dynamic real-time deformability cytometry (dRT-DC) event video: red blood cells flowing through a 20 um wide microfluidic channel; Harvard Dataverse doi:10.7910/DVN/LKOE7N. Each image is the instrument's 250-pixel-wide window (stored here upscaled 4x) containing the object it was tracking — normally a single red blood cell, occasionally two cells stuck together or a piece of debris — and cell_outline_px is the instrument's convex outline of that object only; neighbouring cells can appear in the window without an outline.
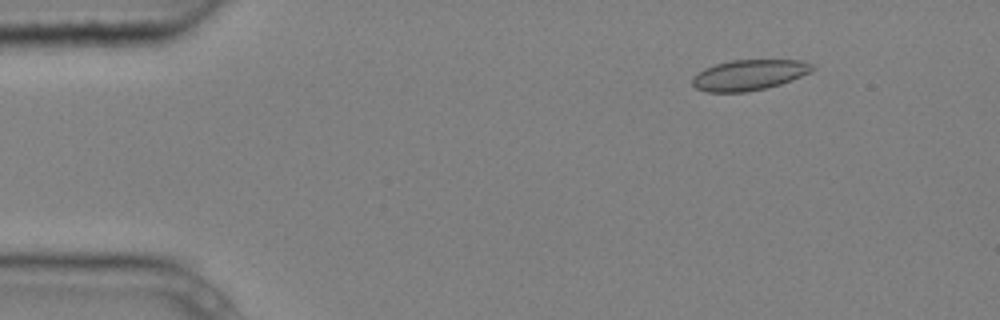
{"species": "common noctule bat (a hibernating species)", "species_latin": "Nyctalus noctula", "temperature_condition": "cold", "stored_images_in_passage": 4, "camera_frame_rate_fps": 3000, "um_per_image_px": 0.085, "animal": {"sex": "male", "body_mass_g": 20.4}, "frame": {"image": 1, "passage_image": 2, "time_ms": 0.333, "image_size_px": [1000, 320], "cell_outline_px": [[816, 68], [812, 72], [792, 80], [780, 84], [748, 92], [708, 92], [696, 88], [692, 84], [692, 76], [704, 68], [716, 64], [732, 60], [800, 60], [812, 64]], "centroid_in_image_um": [63.68, 6.37], "position_along_channel_um": 21.3, "area_um2": 21.44}}